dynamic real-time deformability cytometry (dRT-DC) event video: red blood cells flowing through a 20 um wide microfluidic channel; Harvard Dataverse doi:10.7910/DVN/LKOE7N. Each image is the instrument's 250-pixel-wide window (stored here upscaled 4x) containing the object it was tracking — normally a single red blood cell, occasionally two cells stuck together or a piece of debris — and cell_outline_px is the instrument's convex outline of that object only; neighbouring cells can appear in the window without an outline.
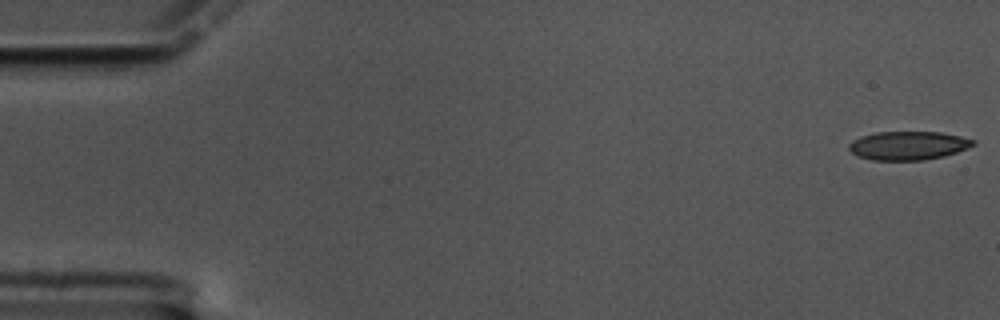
{"species": "common noctule bat (a hibernating species)", "species_latin": "Nyctalus noctula", "temperature_condition": "cold", "stored_images_in_passage": 60, "camera_frame_rate_fps": 3000, "um_per_image_px": 0.085, "animal": {"sex": "male", "body_mass_g": 17.5, "forearm_length_mm": 52.3}, "frame": {"image": 1, "passage_image": 1, "time_ms": 0.0, "image_size_px": [1000, 320], "cell_outline_px": [[976, 144], [968, 148], [944, 156], [924, 160], [872, 160], [856, 156], [848, 148], [848, 144], [852, 140], [860, 136], [876, 132], [940, 132], [960, 136], [976, 140]], "centroid_in_image_um": [77.18, 12.37], "position_along_channel_um": 7.8, "area_um2": 20.87}}
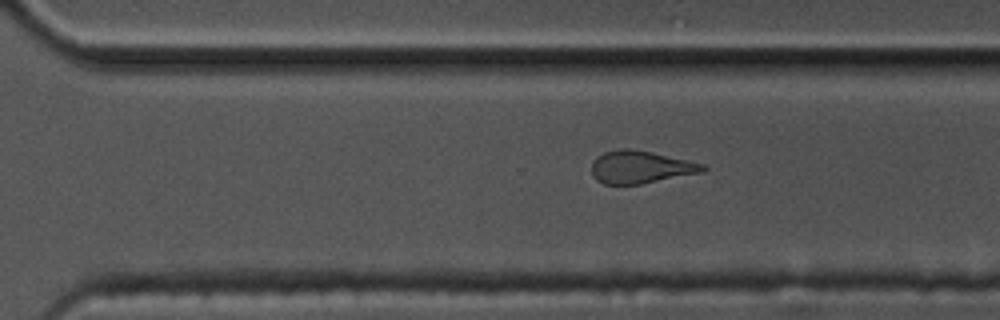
{"frame": {"image": 2, "passage_image": 41, "time_ms": 13.333, "image_size_px": [1000, 320], "cell_outline_px": [[708, 168], [704, 172], [640, 184], [604, 184], [596, 180], [592, 176], [592, 164], [596, 156], [604, 152], [620, 148], [628, 148], [652, 152], [704, 164]], "centroid_in_image_um": [54.43, 14.2], "position_along_channel_um": 316.2, "area_um2": 21.15}}
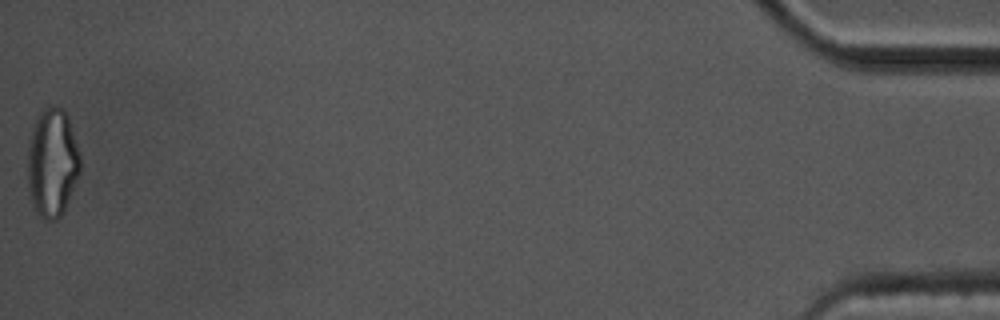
{"frame": {"image": 3, "passage_image": 60, "time_ms": 19.667, "image_size_px": [1000, 320], "cell_outline_px": [[80, 172], [64, 212], [56, 220], [44, 220], [36, 212], [28, 196], [28, 140], [36, 116], [44, 108], [52, 104], [56, 104], [68, 116], [80, 152]], "centroid_in_image_um": [4.43, 13.83], "position_along_channel_um": 430.8, "area_um2": 33.87}, "authors_computed_cell_mechanics": {"area_um2": 22.3975, "velocity_mm_per_s": 3.3498, "shape_relaxation_time_tau1_ms": null, "shape_relaxation_time_tau2_ms": 3.4571, "deformation_change_tau1": null, "deformation_change_tau2": 0.0937}}